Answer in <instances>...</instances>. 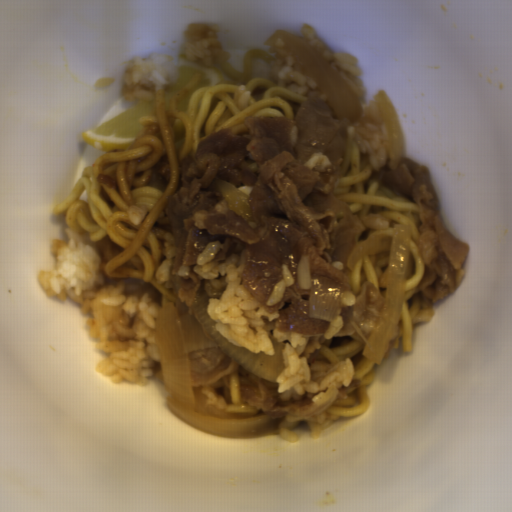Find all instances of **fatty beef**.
Here are the masks:
<instances>
[{
  "label": "fatty beef",
  "instance_id": "fatty-beef-4",
  "mask_svg": "<svg viewBox=\"0 0 512 512\" xmlns=\"http://www.w3.org/2000/svg\"><path fill=\"white\" fill-rule=\"evenodd\" d=\"M94 244L99 250L102 258V263L104 264L115 258L119 253H121L125 249L121 245L111 240L108 234L101 240H95Z\"/></svg>",
  "mask_w": 512,
  "mask_h": 512
},
{
  "label": "fatty beef",
  "instance_id": "fatty-beef-3",
  "mask_svg": "<svg viewBox=\"0 0 512 512\" xmlns=\"http://www.w3.org/2000/svg\"><path fill=\"white\" fill-rule=\"evenodd\" d=\"M191 364L193 391L224 410L227 404L232 405L231 376L238 373L241 401L258 409L257 413L272 415L278 424V429L273 432L290 442L297 438L293 428L298 424L307 426L312 437L340 416L317 406L310 399L311 392L301 395L279 393L276 379L261 380L219 348L191 352Z\"/></svg>",
  "mask_w": 512,
  "mask_h": 512
},
{
  "label": "fatty beef",
  "instance_id": "fatty-beef-2",
  "mask_svg": "<svg viewBox=\"0 0 512 512\" xmlns=\"http://www.w3.org/2000/svg\"><path fill=\"white\" fill-rule=\"evenodd\" d=\"M372 170L371 178L390 188L395 196L416 202L421 225L414 242L425 265L419 291L432 305L443 301L464 280L470 245L459 241L445 225L427 167L403 155L400 161L390 158L384 167Z\"/></svg>",
  "mask_w": 512,
  "mask_h": 512
},
{
  "label": "fatty beef",
  "instance_id": "fatty-beef-1",
  "mask_svg": "<svg viewBox=\"0 0 512 512\" xmlns=\"http://www.w3.org/2000/svg\"><path fill=\"white\" fill-rule=\"evenodd\" d=\"M249 134L220 128L200 141L180 166L175 193L168 196L154 227L166 230L164 260L155 271L160 285L173 289L178 312L190 314L196 293L220 296L223 280L202 279L194 266L210 242H220L215 262L243 259L239 282L277 318L266 330L302 335L325 331L330 321L310 318L311 290L297 281L298 262L308 256L310 281L331 277L343 292V327L332 339L365 347L377 328L385 297L370 281L356 296L346 262L368 229L388 230L380 213L360 217L334 194L347 153L349 129L327 99L311 97L295 119L252 116ZM287 263L294 284L282 301L267 306L272 287Z\"/></svg>",
  "mask_w": 512,
  "mask_h": 512
}]
</instances>
